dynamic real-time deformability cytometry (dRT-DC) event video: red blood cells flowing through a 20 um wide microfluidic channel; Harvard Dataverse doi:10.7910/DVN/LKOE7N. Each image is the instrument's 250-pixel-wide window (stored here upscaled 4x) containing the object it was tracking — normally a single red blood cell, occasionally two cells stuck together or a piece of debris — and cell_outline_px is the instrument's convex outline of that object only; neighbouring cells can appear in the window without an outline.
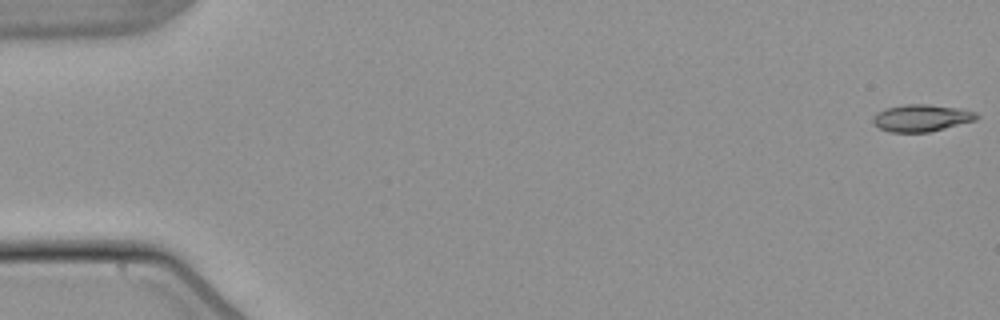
{"species": "common noctule bat (a hibernating species)", "species_latin": "Nyctalus noctula", "temperature_condition": "warm", "stored_images_in_passage": 54, "camera_frame_rate_fps": 3000, "um_per_image_px": 0.085, "animal": {"sex": "male", "body_mass_g": 21.5, "forearm_length_mm": 52.0}, "frame": {"image": 1, "passage_image": 1, "time_ms": 0.0, "image_size_px": [1000, 320], "cell_outline_px": [[980, 116], [976, 120], [928, 132], [888, 132], [872, 124], [872, 116], [876, 112], [884, 108], [904, 104], [928, 104], [960, 108], [976, 112]], "centroid_in_image_um": [78.28, 10.02], "position_along_channel_um": 6.7, "area_um2": 16.53}}
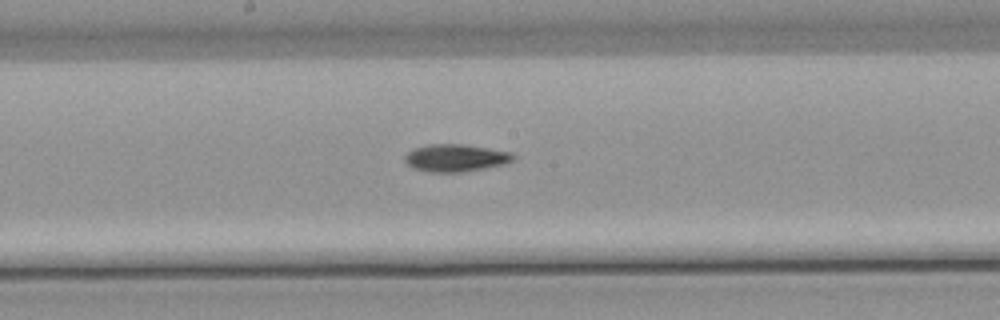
{"frame": {"image": 2, "passage_image": 29, "time_ms": 9.333, "image_size_px": [1000, 320], "cell_outline_px": [[516, 156], [512, 160], [504, 164], [484, 168], [460, 172], [428, 172], [412, 168], [404, 160], [404, 156], [408, 152], [416, 148], [428, 144], [460, 144], [512, 152]], "centroid_in_image_um": [38.7, 13.42], "position_along_channel_um": 209.5, "area_um2": 17.17}}
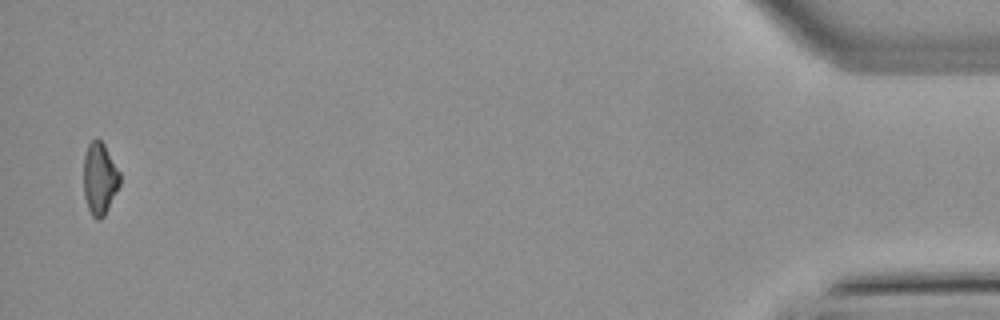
{"frame": {"image": 3, "passage_image": 53, "time_ms": 17.333, "image_size_px": [1000, 320], "cell_outline_px": [[120, 184], [104, 216], [100, 220], [96, 220], [92, 216], [88, 208], [84, 196], [84, 156], [88, 144], [96, 136], [104, 144], [120, 172]], "centroid_in_image_um": [8.47, 15.17], "position_along_channel_um": 426.7, "area_um2": 15.26}, "authors_computed_cell_mechanics": {"area_um2": 16.2129, "velocity_mm_per_s": 3.8417, "shape_relaxation_time_tau1_ms": 10.0539, "shape_relaxation_time_tau2_ms": null, "deformation_change_tau1": 0.2125, "deformation_change_tau2": null}}